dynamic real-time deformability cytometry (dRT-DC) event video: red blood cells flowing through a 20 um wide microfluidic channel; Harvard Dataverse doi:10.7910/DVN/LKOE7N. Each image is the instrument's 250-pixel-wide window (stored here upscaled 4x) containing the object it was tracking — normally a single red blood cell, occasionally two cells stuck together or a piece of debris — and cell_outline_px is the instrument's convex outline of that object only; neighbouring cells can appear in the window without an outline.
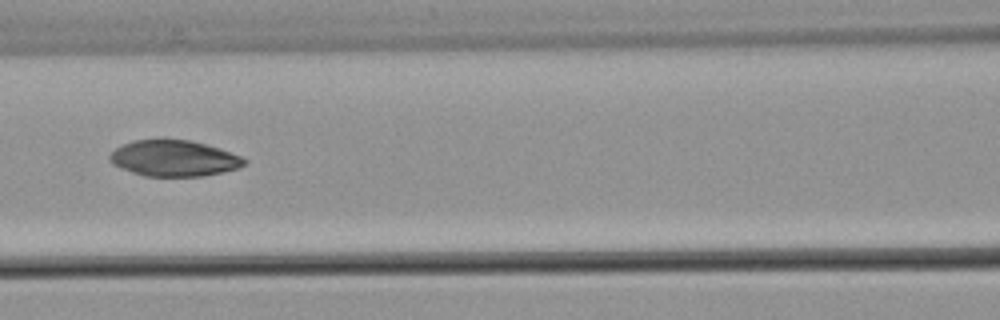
{"species": "common noctule bat (a hibernating species)", "species_latin": "Nyctalus noctula", "temperature_condition": "warm", "stored_images_in_passage": 10, "camera_frame_rate_fps": 3000, "um_per_image_px": 0.085, "animal": {"sex": "male", "body_mass_g": 21.5, "forearm_length_mm": 52.0}, "frame": {"image": 1, "passage_image": 9, "time_ms": 9.667, "image_size_px": [1000, 320], "cell_outline_px": [[248, 160], [240, 168], [224, 172], [204, 176], [144, 176], [120, 168], [112, 164], [108, 160], [108, 156], [116, 148], [132, 140], [164, 136], [192, 140], [208, 144], [220, 148], [240, 156]], "centroid_in_image_um": [14.77, 13.41], "position_along_channel_um": 151.8, "area_um2": 29.25}}